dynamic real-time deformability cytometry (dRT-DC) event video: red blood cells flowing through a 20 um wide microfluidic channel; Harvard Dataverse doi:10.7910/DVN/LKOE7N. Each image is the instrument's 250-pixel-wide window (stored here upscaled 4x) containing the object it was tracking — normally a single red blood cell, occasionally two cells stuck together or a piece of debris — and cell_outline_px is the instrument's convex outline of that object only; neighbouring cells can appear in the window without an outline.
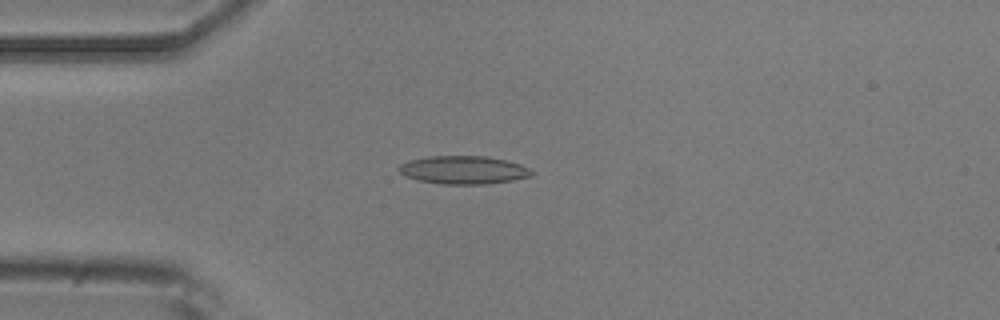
{"species": "common noctule bat (a hibernating species)", "species_latin": "Nyctalus noctula", "temperature_condition": "room temperature", "stored_images_in_passage": 53, "camera_frame_rate_fps": 3000, "um_per_image_px": 0.085, "animal": {"sex": "male", "body_mass_g": 20.5, "forearm_length_mm": 52.5}, "frame": {"image": 1, "passage_image": 13, "time_ms": 4.0, "image_size_px": [1000, 320], "cell_outline_px": [[536, 172], [532, 176], [512, 180], [484, 184], [440, 184], [420, 180], [404, 176], [396, 168], [400, 164], [408, 160], [428, 156], [488, 156], [508, 160], [520, 164]], "centroid_in_image_um": [39.4, 14.44], "position_along_channel_um": 45.6, "area_um2": 21.96}}
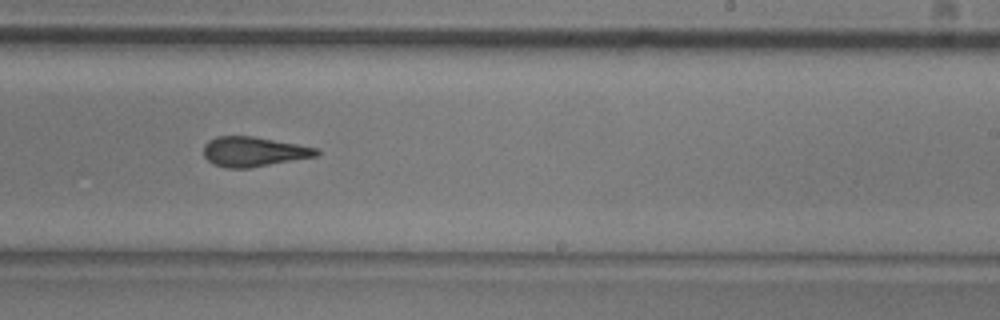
{"frame": {"image": 2, "passage_image": 32, "time_ms": 10.333, "image_size_px": [1000, 320], "cell_outline_px": [[320, 152], [316, 156], [248, 168], [224, 168], [212, 164], [204, 156], [204, 144], [208, 140], [216, 136], [252, 136], [296, 144], [316, 148]], "centroid_in_image_um": [21.49, 12.89], "position_along_channel_um": 267.5, "area_um2": 19.42}}
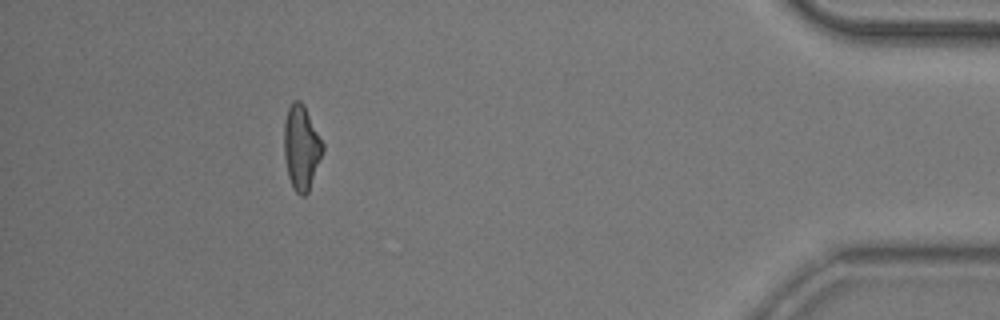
{"frame": {"image": 3, "passage_image": 48, "time_ms": 15.667, "image_size_px": [1000, 320], "cell_outline_px": [[324, 148], [308, 192], [304, 196], [300, 196], [292, 188], [288, 176], [284, 156], [284, 120], [288, 108], [292, 100], [300, 100], [304, 104], [324, 144]], "centroid_in_image_um": [25.6, 12.52], "position_along_channel_um": 409.6, "area_um2": 19.13}, "authors_computed_cell_mechanics": {"area_um2": 19.9988, "velocity_mm_per_s": 3.7322, "shape_relaxation_time_tau1_ms": 7.9646, "shape_relaxation_time_tau2_ms": 1.2591, "deformation_change_tau1": 0.2035, "deformation_change_tau2": 0.102}}